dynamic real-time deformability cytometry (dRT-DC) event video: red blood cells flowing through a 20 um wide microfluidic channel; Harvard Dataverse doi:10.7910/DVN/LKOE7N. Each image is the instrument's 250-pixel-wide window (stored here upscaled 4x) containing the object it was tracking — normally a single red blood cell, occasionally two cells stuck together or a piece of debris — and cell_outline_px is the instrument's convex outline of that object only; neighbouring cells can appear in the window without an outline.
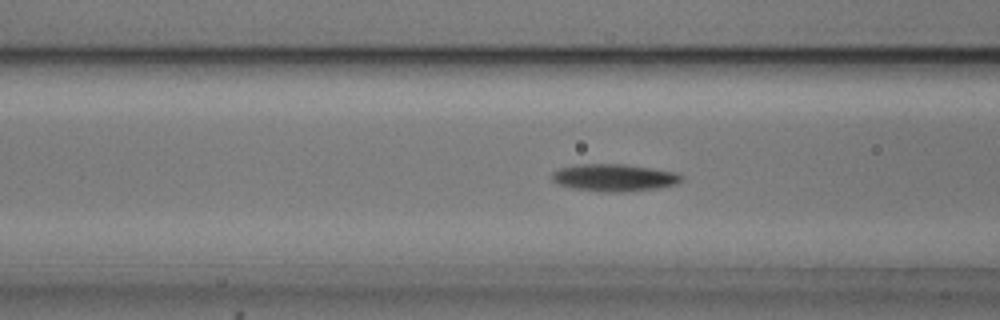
{"species": "common noctule bat (a hibernating species)", "species_latin": "Nyctalus noctula", "temperature_condition": "cold", "stored_images_in_passage": 53, "camera_frame_rate_fps": 3000, "um_per_image_px": 0.085, "animal": {"sex": "male", "body_mass_g": 20.5, "forearm_length_mm": 52.5}, "frame": {"image": 1, "passage_image": 20, "time_ms": 6.333, "image_size_px": [1000, 320], "cell_outline_px": [[684, 180], [676, 184], [652, 188], [620, 192], [604, 192], [572, 188], [560, 184], [552, 180], [552, 172], [560, 168], [576, 164], [628, 164], [680, 172], [684, 176]], "centroid_in_image_um": [52.25, 15.08], "position_along_channel_um": 114.3, "area_um2": 20.69}}
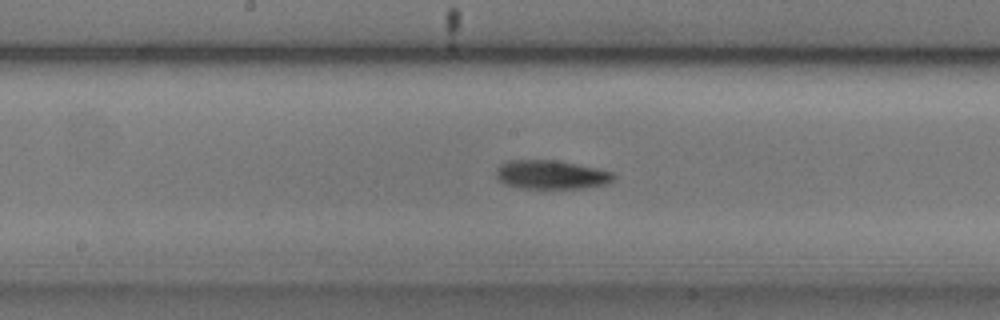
{"frame": {"image": 2, "passage_image": 27, "time_ms": 8.667, "image_size_px": [1000, 320], "cell_outline_px": [[616, 176], [608, 184], [580, 188], [520, 188], [504, 184], [496, 176], [496, 168], [500, 164], [508, 160], [556, 160], [596, 168], [612, 172]], "centroid_in_image_um": [46.83, 14.84], "position_along_channel_um": 201.4, "area_um2": 19.71}}
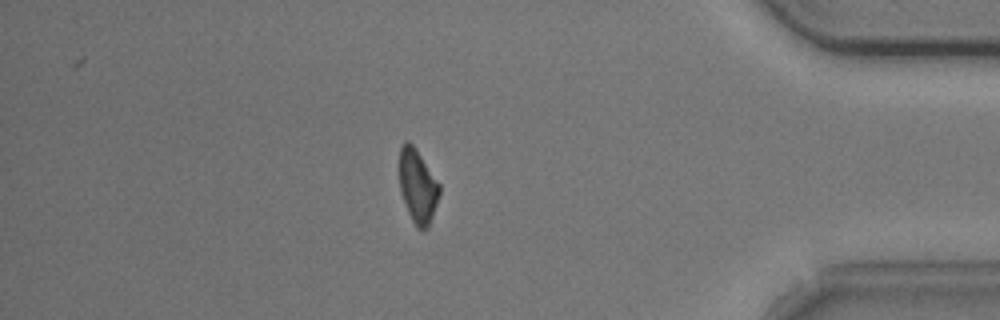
{"frame": {"image": 3, "passage_image": 46, "time_ms": 15.0, "image_size_px": [1000, 320], "cell_outline_px": [[440, 192], [428, 228], [416, 228], [408, 212], [400, 192], [400, 148], [404, 140], [408, 140], [412, 144], [440, 184]], "centroid_in_image_um": [35.49, 15.82], "position_along_channel_um": 399.7, "area_um2": 16.88}, "authors_computed_cell_mechanics": {"area_um2": 18.496, "velocity_mm_per_s": 3.71, "shape_relaxation_time_tau1_ms": 3.0734, "shape_relaxation_time_tau2_ms": null, "deformation_change_tau1": 0.1247, "deformation_change_tau2": null}}